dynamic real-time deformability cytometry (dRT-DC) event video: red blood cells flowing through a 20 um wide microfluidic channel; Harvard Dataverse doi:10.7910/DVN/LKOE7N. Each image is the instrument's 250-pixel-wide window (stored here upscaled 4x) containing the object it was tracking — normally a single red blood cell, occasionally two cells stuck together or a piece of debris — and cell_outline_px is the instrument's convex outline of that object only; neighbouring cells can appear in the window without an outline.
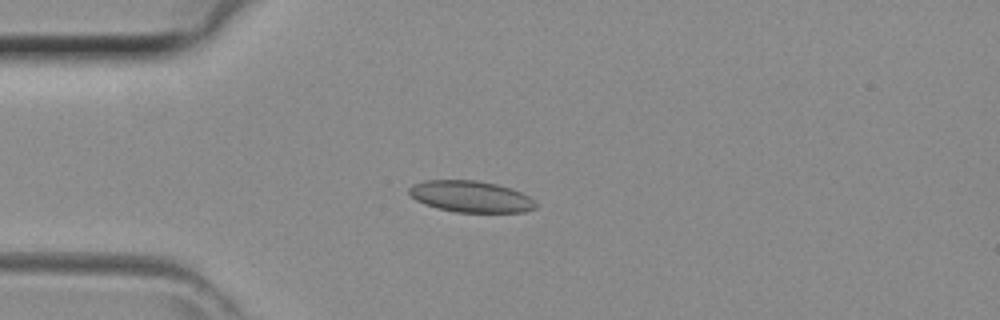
{"species": "common noctule bat (a hibernating species)", "species_latin": "Nyctalus noctula", "temperature_condition": "room temperature", "stored_images_in_passage": 32, "camera_frame_rate_fps": 3000, "um_per_image_px": 0.085, "animal": {"sex": "female", "body_mass_g": 29.2, "forearm_length_mm": 56.3}, "frame": {"image": 1, "passage_image": 3, "time_ms": 0.667, "image_size_px": [1000, 320], "cell_outline_px": [[536, 208], [524, 212], [456, 212], [436, 208], [424, 204], [416, 200], [408, 192], [408, 188], [412, 184], [424, 180], [476, 180], [496, 184], [512, 188], [528, 196], [536, 204]], "centroid_in_image_um": [39.98, 16.7], "position_along_channel_um": 45.0, "area_um2": 23.24}}
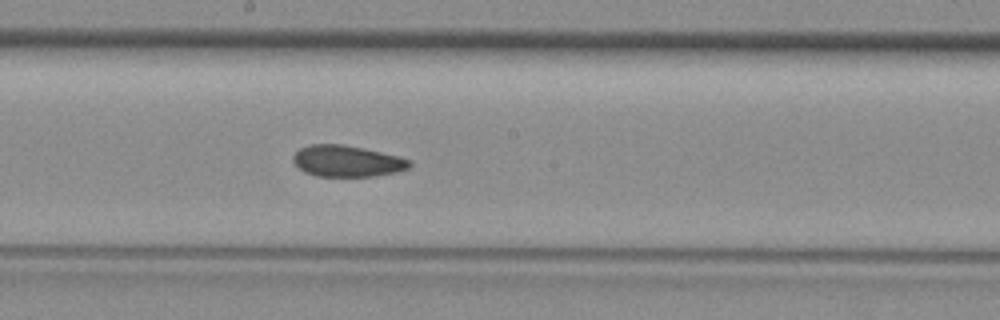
{"frame": {"image": 2, "passage_image": 15, "time_ms": 4.667, "image_size_px": [1000, 320], "cell_outline_px": [[412, 164], [408, 168], [396, 172], [376, 176], [316, 176], [304, 172], [292, 160], [292, 156], [300, 148], [308, 144], [344, 144], [400, 156], [412, 160]], "centroid_in_image_um": [29.51, 13.69], "position_along_channel_um": 218.7, "area_um2": 21.39}}
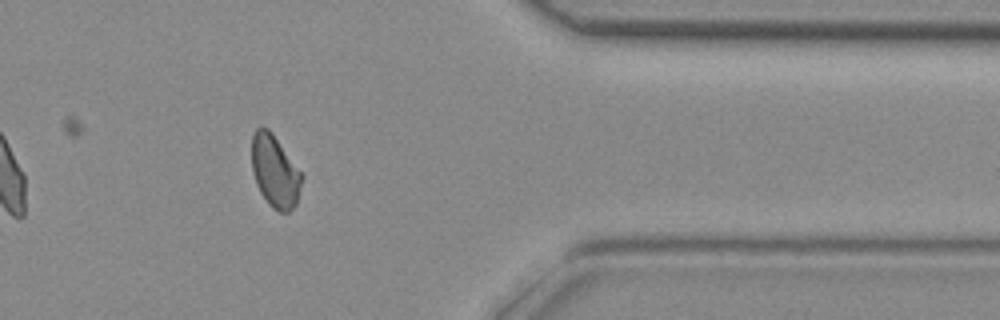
{"frame": {"image": 3, "passage_image": 27, "time_ms": 8.667, "image_size_px": [1000, 320], "cell_outline_px": [[304, 176], [296, 204], [288, 212], [280, 212], [272, 208], [268, 204], [260, 192], [256, 184], [252, 172], [252, 136], [256, 128], [260, 124], [268, 128], [272, 132]], "centroid_in_image_um": [23.36, 14.55], "position_along_channel_um": 388.0, "area_um2": 21.27}}